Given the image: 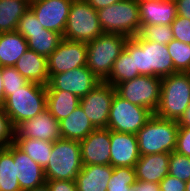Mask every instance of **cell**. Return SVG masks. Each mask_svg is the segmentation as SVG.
Instances as JSON below:
<instances>
[{
    "label": "cell",
    "mask_w": 190,
    "mask_h": 191,
    "mask_svg": "<svg viewBox=\"0 0 190 191\" xmlns=\"http://www.w3.org/2000/svg\"><path fill=\"white\" fill-rule=\"evenodd\" d=\"M124 49L134 55L135 70L140 75L164 77L177 72L167 45L146 41L137 35L128 38Z\"/></svg>",
    "instance_id": "6da1fadb"
},
{
    "label": "cell",
    "mask_w": 190,
    "mask_h": 191,
    "mask_svg": "<svg viewBox=\"0 0 190 191\" xmlns=\"http://www.w3.org/2000/svg\"><path fill=\"white\" fill-rule=\"evenodd\" d=\"M47 87L28 82L16 91H11L2 106L16 129L21 123L32 119L46 109Z\"/></svg>",
    "instance_id": "7a4b0ae2"
},
{
    "label": "cell",
    "mask_w": 190,
    "mask_h": 191,
    "mask_svg": "<svg viewBox=\"0 0 190 191\" xmlns=\"http://www.w3.org/2000/svg\"><path fill=\"white\" fill-rule=\"evenodd\" d=\"M190 105V73L162 77L159 105L154 114L179 121Z\"/></svg>",
    "instance_id": "3957f363"
},
{
    "label": "cell",
    "mask_w": 190,
    "mask_h": 191,
    "mask_svg": "<svg viewBox=\"0 0 190 191\" xmlns=\"http://www.w3.org/2000/svg\"><path fill=\"white\" fill-rule=\"evenodd\" d=\"M179 127L178 121L153 114L136 133L140 155L175 151Z\"/></svg>",
    "instance_id": "277c9868"
},
{
    "label": "cell",
    "mask_w": 190,
    "mask_h": 191,
    "mask_svg": "<svg viewBox=\"0 0 190 191\" xmlns=\"http://www.w3.org/2000/svg\"><path fill=\"white\" fill-rule=\"evenodd\" d=\"M97 13L103 33L122 34L133 38L141 30L139 5L136 0H121L97 10Z\"/></svg>",
    "instance_id": "5b68a950"
},
{
    "label": "cell",
    "mask_w": 190,
    "mask_h": 191,
    "mask_svg": "<svg viewBox=\"0 0 190 191\" xmlns=\"http://www.w3.org/2000/svg\"><path fill=\"white\" fill-rule=\"evenodd\" d=\"M83 166L78 140L58 139L53 142L51 156L44 168L46 180H75Z\"/></svg>",
    "instance_id": "8992f818"
},
{
    "label": "cell",
    "mask_w": 190,
    "mask_h": 191,
    "mask_svg": "<svg viewBox=\"0 0 190 191\" xmlns=\"http://www.w3.org/2000/svg\"><path fill=\"white\" fill-rule=\"evenodd\" d=\"M127 36L103 33L87 43L86 66L100 81H104L113 67V63L124 50Z\"/></svg>",
    "instance_id": "52a82bcc"
},
{
    "label": "cell",
    "mask_w": 190,
    "mask_h": 191,
    "mask_svg": "<svg viewBox=\"0 0 190 191\" xmlns=\"http://www.w3.org/2000/svg\"><path fill=\"white\" fill-rule=\"evenodd\" d=\"M102 34L97 10L85 0H73L69 9L63 39L89 43Z\"/></svg>",
    "instance_id": "ba28073f"
},
{
    "label": "cell",
    "mask_w": 190,
    "mask_h": 191,
    "mask_svg": "<svg viewBox=\"0 0 190 191\" xmlns=\"http://www.w3.org/2000/svg\"><path fill=\"white\" fill-rule=\"evenodd\" d=\"M162 77L139 75L115 86L116 93L130 103L155 113L161 92Z\"/></svg>",
    "instance_id": "9c48e42d"
},
{
    "label": "cell",
    "mask_w": 190,
    "mask_h": 191,
    "mask_svg": "<svg viewBox=\"0 0 190 191\" xmlns=\"http://www.w3.org/2000/svg\"><path fill=\"white\" fill-rule=\"evenodd\" d=\"M153 114L148 108L134 105L115 92L109 111L107 129L136 134Z\"/></svg>",
    "instance_id": "30bf717a"
},
{
    "label": "cell",
    "mask_w": 190,
    "mask_h": 191,
    "mask_svg": "<svg viewBox=\"0 0 190 191\" xmlns=\"http://www.w3.org/2000/svg\"><path fill=\"white\" fill-rule=\"evenodd\" d=\"M115 92L114 86L101 81L80 99V106L95 128H107L109 111Z\"/></svg>",
    "instance_id": "8fae6325"
},
{
    "label": "cell",
    "mask_w": 190,
    "mask_h": 191,
    "mask_svg": "<svg viewBox=\"0 0 190 191\" xmlns=\"http://www.w3.org/2000/svg\"><path fill=\"white\" fill-rule=\"evenodd\" d=\"M87 43L63 39L55 51L47 58V71L54 74L67 72L86 66Z\"/></svg>",
    "instance_id": "7c38bea8"
},
{
    "label": "cell",
    "mask_w": 190,
    "mask_h": 191,
    "mask_svg": "<svg viewBox=\"0 0 190 191\" xmlns=\"http://www.w3.org/2000/svg\"><path fill=\"white\" fill-rule=\"evenodd\" d=\"M101 81L87 67H77L67 72L54 74L46 85L47 90H63L80 99L87 95Z\"/></svg>",
    "instance_id": "4fadbf2b"
},
{
    "label": "cell",
    "mask_w": 190,
    "mask_h": 191,
    "mask_svg": "<svg viewBox=\"0 0 190 191\" xmlns=\"http://www.w3.org/2000/svg\"><path fill=\"white\" fill-rule=\"evenodd\" d=\"M73 0H36L29 9L43 28L63 35Z\"/></svg>",
    "instance_id": "5bb4252c"
},
{
    "label": "cell",
    "mask_w": 190,
    "mask_h": 191,
    "mask_svg": "<svg viewBox=\"0 0 190 191\" xmlns=\"http://www.w3.org/2000/svg\"><path fill=\"white\" fill-rule=\"evenodd\" d=\"M15 138H34L54 142L61 139L59 121L46 108L32 119L21 123L15 129Z\"/></svg>",
    "instance_id": "9a60e30c"
},
{
    "label": "cell",
    "mask_w": 190,
    "mask_h": 191,
    "mask_svg": "<svg viewBox=\"0 0 190 191\" xmlns=\"http://www.w3.org/2000/svg\"><path fill=\"white\" fill-rule=\"evenodd\" d=\"M136 134L110 130V165L134 167L140 157Z\"/></svg>",
    "instance_id": "2e32d148"
},
{
    "label": "cell",
    "mask_w": 190,
    "mask_h": 191,
    "mask_svg": "<svg viewBox=\"0 0 190 191\" xmlns=\"http://www.w3.org/2000/svg\"><path fill=\"white\" fill-rule=\"evenodd\" d=\"M79 142L83 165L110 164V129L96 128Z\"/></svg>",
    "instance_id": "e0dca14e"
},
{
    "label": "cell",
    "mask_w": 190,
    "mask_h": 191,
    "mask_svg": "<svg viewBox=\"0 0 190 191\" xmlns=\"http://www.w3.org/2000/svg\"><path fill=\"white\" fill-rule=\"evenodd\" d=\"M14 164L16 176L22 191L39 187L46 183L44 168L14 144Z\"/></svg>",
    "instance_id": "ac0fdd59"
},
{
    "label": "cell",
    "mask_w": 190,
    "mask_h": 191,
    "mask_svg": "<svg viewBox=\"0 0 190 191\" xmlns=\"http://www.w3.org/2000/svg\"><path fill=\"white\" fill-rule=\"evenodd\" d=\"M138 5L141 25H171L177 17L175 1L147 0Z\"/></svg>",
    "instance_id": "d6986e66"
},
{
    "label": "cell",
    "mask_w": 190,
    "mask_h": 191,
    "mask_svg": "<svg viewBox=\"0 0 190 191\" xmlns=\"http://www.w3.org/2000/svg\"><path fill=\"white\" fill-rule=\"evenodd\" d=\"M170 153L141 155L134 169L137 180L160 183L169 172Z\"/></svg>",
    "instance_id": "ffe728a7"
},
{
    "label": "cell",
    "mask_w": 190,
    "mask_h": 191,
    "mask_svg": "<svg viewBox=\"0 0 190 191\" xmlns=\"http://www.w3.org/2000/svg\"><path fill=\"white\" fill-rule=\"evenodd\" d=\"M113 167L109 165H83L76 176L77 191H107Z\"/></svg>",
    "instance_id": "44dd1931"
},
{
    "label": "cell",
    "mask_w": 190,
    "mask_h": 191,
    "mask_svg": "<svg viewBox=\"0 0 190 191\" xmlns=\"http://www.w3.org/2000/svg\"><path fill=\"white\" fill-rule=\"evenodd\" d=\"M17 71L28 81L42 85L49 83L47 71V58L28 49L14 66Z\"/></svg>",
    "instance_id": "7402d4cb"
},
{
    "label": "cell",
    "mask_w": 190,
    "mask_h": 191,
    "mask_svg": "<svg viewBox=\"0 0 190 191\" xmlns=\"http://www.w3.org/2000/svg\"><path fill=\"white\" fill-rule=\"evenodd\" d=\"M62 139L82 140L96 128L79 105L66 118L59 121Z\"/></svg>",
    "instance_id": "603a6c76"
},
{
    "label": "cell",
    "mask_w": 190,
    "mask_h": 191,
    "mask_svg": "<svg viewBox=\"0 0 190 191\" xmlns=\"http://www.w3.org/2000/svg\"><path fill=\"white\" fill-rule=\"evenodd\" d=\"M28 50L27 40L17 31L0 33V66H15Z\"/></svg>",
    "instance_id": "cb8c5ba5"
},
{
    "label": "cell",
    "mask_w": 190,
    "mask_h": 191,
    "mask_svg": "<svg viewBox=\"0 0 190 191\" xmlns=\"http://www.w3.org/2000/svg\"><path fill=\"white\" fill-rule=\"evenodd\" d=\"M80 105V98L63 90H47L46 108L58 121L66 118Z\"/></svg>",
    "instance_id": "d4e9b609"
},
{
    "label": "cell",
    "mask_w": 190,
    "mask_h": 191,
    "mask_svg": "<svg viewBox=\"0 0 190 191\" xmlns=\"http://www.w3.org/2000/svg\"><path fill=\"white\" fill-rule=\"evenodd\" d=\"M29 7L27 0H0V33L16 31L20 18Z\"/></svg>",
    "instance_id": "484cf974"
},
{
    "label": "cell",
    "mask_w": 190,
    "mask_h": 191,
    "mask_svg": "<svg viewBox=\"0 0 190 191\" xmlns=\"http://www.w3.org/2000/svg\"><path fill=\"white\" fill-rule=\"evenodd\" d=\"M0 191H22L14 164V143L0 151Z\"/></svg>",
    "instance_id": "4316f807"
},
{
    "label": "cell",
    "mask_w": 190,
    "mask_h": 191,
    "mask_svg": "<svg viewBox=\"0 0 190 191\" xmlns=\"http://www.w3.org/2000/svg\"><path fill=\"white\" fill-rule=\"evenodd\" d=\"M28 49L48 58L63 40V35L51 30L29 32Z\"/></svg>",
    "instance_id": "83f0119b"
},
{
    "label": "cell",
    "mask_w": 190,
    "mask_h": 191,
    "mask_svg": "<svg viewBox=\"0 0 190 191\" xmlns=\"http://www.w3.org/2000/svg\"><path fill=\"white\" fill-rule=\"evenodd\" d=\"M14 144L42 168L47 166L53 142L34 138H14Z\"/></svg>",
    "instance_id": "f1b7e54d"
},
{
    "label": "cell",
    "mask_w": 190,
    "mask_h": 191,
    "mask_svg": "<svg viewBox=\"0 0 190 191\" xmlns=\"http://www.w3.org/2000/svg\"><path fill=\"white\" fill-rule=\"evenodd\" d=\"M139 72L135 70L134 55H130L125 49L113 63L110 75L104 80L111 86L131 80L139 76Z\"/></svg>",
    "instance_id": "f546056e"
},
{
    "label": "cell",
    "mask_w": 190,
    "mask_h": 191,
    "mask_svg": "<svg viewBox=\"0 0 190 191\" xmlns=\"http://www.w3.org/2000/svg\"><path fill=\"white\" fill-rule=\"evenodd\" d=\"M137 181L134 167H115L109 179L107 191H132Z\"/></svg>",
    "instance_id": "4dcf8cb0"
},
{
    "label": "cell",
    "mask_w": 190,
    "mask_h": 191,
    "mask_svg": "<svg viewBox=\"0 0 190 191\" xmlns=\"http://www.w3.org/2000/svg\"><path fill=\"white\" fill-rule=\"evenodd\" d=\"M167 48L172 58L174 69L177 72L190 73V44L173 39L167 44Z\"/></svg>",
    "instance_id": "1f68e13d"
},
{
    "label": "cell",
    "mask_w": 190,
    "mask_h": 191,
    "mask_svg": "<svg viewBox=\"0 0 190 191\" xmlns=\"http://www.w3.org/2000/svg\"><path fill=\"white\" fill-rule=\"evenodd\" d=\"M138 35L146 41L164 45L169 44L174 39L171 25H141Z\"/></svg>",
    "instance_id": "d6a6232c"
},
{
    "label": "cell",
    "mask_w": 190,
    "mask_h": 191,
    "mask_svg": "<svg viewBox=\"0 0 190 191\" xmlns=\"http://www.w3.org/2000/svg\"><path fill=\"white\" fill-rule=\"evenodd\" d=\"M168 174L187 182L190 179V157L184 156L176 151L171 152Z\"/></svg>",
    "instance_id": "836d02e7"
},
{
    "label": "cell",
    "mask_w": 190,
    "mask_h": 191,
    "mask_svg": "<svg viewBox=\"0 0 190 191\" xmlns=\"http://www.w3.org/2000/svg\"><path fill=\"white\" fill-rule=\"evenodd\" d=\"M2 80L5 99L11 95V91H16L28 83L14 66L2 67Z\"/></svg>",
    "instance_id": "e575fe53"
},
{
    "label": "cell",
    "mask_w": 190,
    "mask_h": 191,
    "mask_svg": "<svg viewBox=\"0 0 190 191\" xmlns=\"http://www.w3.org/2000/svg\"><path fill=\"white\" fill-rule=\"evenodd\" d=\"M43 29V26L35 17L34 13L28 9V11L20 18L16 31L27 39L29 37V32L43 31Z\"/></svg>",
    "instance_id": "d590c367"
},
{
    "label": "cell",
    "mask_w": 190,
    "mask_h": 191,
    "mask_svg": "<svg viewBox=\"0 0 190 191\" xmlns=\"http://www.w3.org/2000/svg\"><path fill=\"white\" fill-rule=\"evenodd\" d=\"M14 138L15 128L4 109L0 107V143L7 147L9 144L14 143Z\"/></svg>",
    "instance_id": "8d00e7d4"
},
{
    "label": "cell",
    "mask_w": 190,
    "mask_h": 191,
    "mask_svg": "<svg viewBox=\"0 0 190 191\" xmlns=\"http://www.w3.org/2000/svg\"><path fill=\"white\" fill-rule=\"evenodd\" d=\"M174 39L190 44V19L177 16L171 23Z\"/></svg>",
    "instance_id": "74e56055"
},
{
    "label": "cell",
    "mask_w": 190,
    "mask_h": 191,
    "mask_svg": "<svg viewBox=\"0 0 190 191\" xmlns=\"http://www.w3.org/2000/svg\"><path fill=\"white\" fill-rule=\"evenodd\" d=\"M175 151L190 157V126H180Z\"/></svg>",
    "instance_id": "f35d334b"
},
{
    "label": "cell",
    "mask_w": 190,
    "mask_h": 191,
    "mask_svg": "<svg viewBox=\"0 0 190 191\" xmlns=\"http://www.w3.org/2000/svg\"><path fill=\"white\" fill-rule=\"evenodd\" d=\"M159 186L161 191H186V182L169 174L160 181Z\"/></svg>",
    "instance_id": "ab89813d"
},
{
    "label": "cell",
    "mask_w": 190,
    "mask_h": 191,
    "mask_svg": "<svg viewBox=\"0 0 190 191\" xmlns=\"http://www.w3.org/2000/svg\"><path fill=\"white\" fill-rule=\"evenodd\" d=\"M49 191H77L75 180H46Z\"/></svg>",
    "instance_id": "60d3db41"
},
{
    "label": "cell",
    "mask_w": 190,
    "mask_h": 191,
    "mask_svg": "<svg viewBox=\"0 0 190 191\" xmlns=\"http://www.w3.org/2000/svg\"><path fill=\"white\" fill-rule=\"evenodd\" d=\"M132 191H161L159 183L137 180L132 185Z\"/></svg>",
    "instance_id": "b9f144b4"
},
{
    "label": "cell",
    "mask_w": 190,
    "mask_h": 191,
    "mask_svg": "<svg viewBox=\"0 0 190 191\" xmlns=\"http://www.w3.org/2000/svg\"><path fill=\"white\" fill-rule=\"evenodd\" d=\"M177 16L190 19V0H176Z\"/></svg>",
    "instance_id": "7bdbcfd3"
},
{
    "label": "cell",
    "mask_w": 190,
    "mask_h": 191,
    "mask_svg": "<svg viewBox=\"0 0 190 191\" xmlns=\"http://www.w3.org/2000/svg\"><path fill=\"white\" fill-rule=\"evenodd\" d=\"M85 1L88 4H90L95 10H100L121 0H85Z\"/></svg>",
    "instance_id": "ee69618b"
},
{
    "label": "cell",
    "mask_w": 190,
    "mask_h": 191,
    "mask_svg": "<svg viewBox=\"0 0 190 191\" xmlns=\"http://www.w3.org/2000/svg\"><path fill=\"white\" fill-rule=\"evenodd\" d=\"M178 123L180 126H190V105Z\"/></svg>",
    "instance_id": "f6af8a7d"
},
{
    "label": "cell",
    "mask_w": 190,
    "mask_h": 191,
    "mask_svg": "<svg viewBox=\"0 0 190 191\" xmlns=\"http://www.w3.org/2000/svg\"><path fill=\"white\" fill-rule=\"evenodd\" d=\"M4 102H5V93L2 80V67L0 66V107L3 106Z\"/></svg>",
    "instance_id": "bcb514c9"
},
{
    "label": "cell",
    "mask_w": 190,
    "mask_h": 191,
    "mask_svg": "<svg viewBox=\"0 0 190 191\" xmlns=\"http://www.w3.org/2000/svg\"><path fill=\"white\" fill-rule=\"evenodd\" d=\"M27 191H49V188L47 186V184H43L39 187H36V188H33V189H30V190H27Z\"/></svg>",
    "instance_id": "7dc6e473"
},
{
    "label": "cell",
    "mask_w": 190,
    "mask_h": 191,
    "mask_svg": "<svg viewBox=\"0 0 190 191\" xmlns=\"http://www.w3.org/2000/svg\"><path fill=\"white\" fill-rule=\"evenodd\" d=\"M185 190L190 191V179L186 182Z\"/></svg>",
    "instance_id": "c3c4849f"
},
{
    "label": "cell",
    "mask_w": 190,
    "mask_h": 191,
    "mask_svg": "<svg viewBox=\"0 0 190 191\" xmlns=\"http://www.w3.org/2000/svg\"><path fill=\"white\" fill-rule=\"evenodd\" d=\"M4 148V146L0 143V151Z\"/></svg>",
    "instance_id": "681fc988"
},
{
    "label": "cell",
    "mask_w": 190,
    "mask_h": 191,
    "mask_svg": "<svg viewBox=\"0 0 190 191\" xmlns=\"http://www.w3.org/2000/svg\"><path fill=\"white\" fill-rule=\"evenodd\" d=\"M137 2H143V1H147V0H136Z\"/></svg>",
    "instance_id": "f907efd6"
},
{
    "label": "cell",
    "mask_w": 190,
    "mask_h": 191,
    "mask_svg": "<svg viewBox=\"0 0 190 191\" xmlns=\"http://www.w3.org/2000/svg\"><path fill=\"white\" fill-rule=\"evenodd\" d=\"M29 3L33 2V1H36V0H27Z\"/></svg>",
    "instance_id": "816d5d0a"
}]
</instances>
